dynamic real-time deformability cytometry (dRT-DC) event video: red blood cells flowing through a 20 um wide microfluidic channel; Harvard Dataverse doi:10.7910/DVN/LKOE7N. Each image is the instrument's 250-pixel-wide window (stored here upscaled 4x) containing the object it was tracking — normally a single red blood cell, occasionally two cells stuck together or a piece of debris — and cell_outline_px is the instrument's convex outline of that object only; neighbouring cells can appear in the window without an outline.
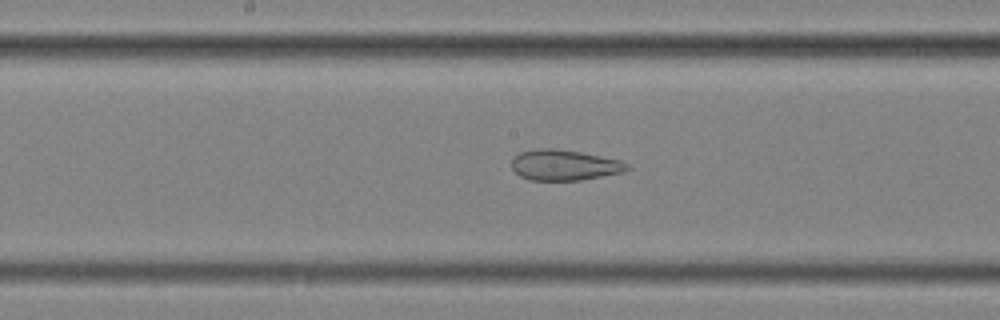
{"species": "common noctule bat (a hibernating species)", "species_latin": "Nyctalus noctula", "temperature_condition": "cold", "stored_images_in_passage": 50, "camera_frame_rate_fps": 3000, "um_per_image_px": 0.085, "animal": {"sex": "female", "body_mass_g": 25.1}, "frame": {"image": 1, "passage_image": 24, "time_ms": 7.667, "image_size_px": [1000, 320], "cell_outline_px": [[632, 168], [624, 172], [580, 180], [532, 180], [520, 176], [512, 168], [512, 160], [520, 152], [540, 148], [556, 148], [580, 152], [620, 160], [628, 164]], "centroid_in_image_um": [47.99, 14.03], "position_along_channel_um": 200.2, "area_um2": 20.52}}
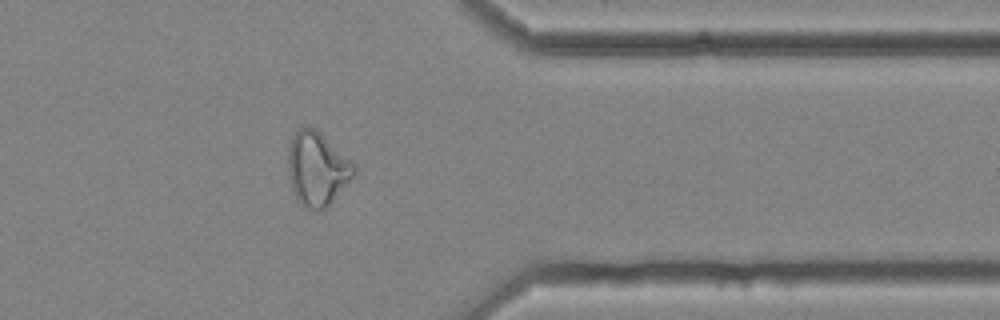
{"frame": {"image": 2, "passage_image": 40, "time_ms": 13.0, "image_size_px": [1000, 320], "cell_outline_px": [[356, 172], [332, 200], [320, 212], [316, 212], [304, 208], [296, 200], [288, 176], [288, 144], [292, 136], [300, 128], [316, 128], [356, 164]], "centroid_in_image_um": [26.93, 14.35], "position_along_channel_um": 384.5, "area_um2": 28.44}}
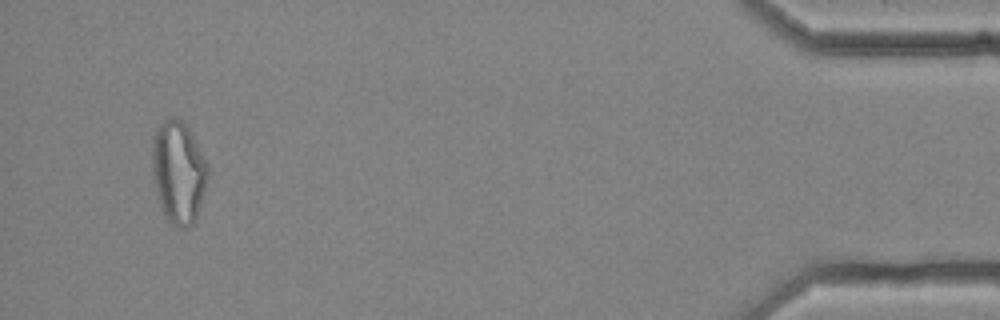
{"frame": {"image": 3, "passage_image": 48, "time_ms": 15.667, "image_size_px": [1000, 320], "cell_outline_px": [[208, 176], [204, 192], [196, 216], [192, 224], [184, 228], [180, 228], [168, 224], [164, 216], [152, 180], [152, 136], [156, 128], [164, 120], [176, 116], [184, 120], [188, 124], [208, 164]], "centroid_in_image_um": [15.15, 14.59], "position_along_channel_um": 420.1, "area_um2": 33.87}, "authors_computed_cell_mechanics": {"area_um2": 28.5532, "velocity_mm_per_s": 3.6206, "shape_relaxation_time_tau1_ms": null, "shape_relaxation_time_tau2_ms": 2.2716, "deformation_change_tau1": null, "deformation_change_tau2": 0.1066}}